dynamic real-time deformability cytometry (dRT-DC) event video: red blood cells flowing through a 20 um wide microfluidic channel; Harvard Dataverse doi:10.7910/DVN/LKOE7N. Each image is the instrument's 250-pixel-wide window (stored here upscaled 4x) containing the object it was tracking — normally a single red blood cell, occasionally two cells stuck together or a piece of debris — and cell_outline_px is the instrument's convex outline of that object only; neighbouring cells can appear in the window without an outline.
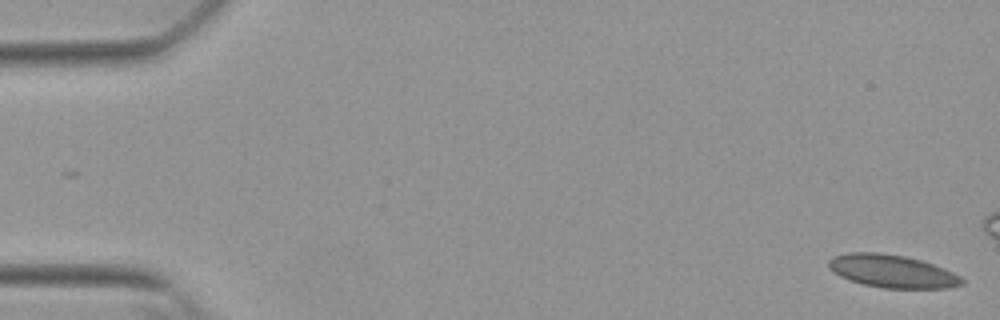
{"species": "Egyptian fruit bat (a non-hibernating species)", "species_latin": "Rousettus aegyptiacus", "temperature_condition": "warm", "stored_images_in_passage": 15, "camera_frame_rate_fps": 3000, "um_per_image_px": 0.085, "animal": {"sex": "female"}, "frame": {"image": 1, "passage_image": 1, "time_ms": 0.0, "image_size_px": [1000, 320], "cell_outline_px": [[964, 284], [948, 288], [884, 288], [864, 284], [840, 276], [828, 268], [828, 260], [832, 256], [848, 252], [876, 252], [904, 256], [920, 260], [944, 268], [960, 276], [964, 280]], "centroid_in_image_um": [75.82, 23.05], "position_along_channel_um": 9.2, "area_um2": 25.43}}